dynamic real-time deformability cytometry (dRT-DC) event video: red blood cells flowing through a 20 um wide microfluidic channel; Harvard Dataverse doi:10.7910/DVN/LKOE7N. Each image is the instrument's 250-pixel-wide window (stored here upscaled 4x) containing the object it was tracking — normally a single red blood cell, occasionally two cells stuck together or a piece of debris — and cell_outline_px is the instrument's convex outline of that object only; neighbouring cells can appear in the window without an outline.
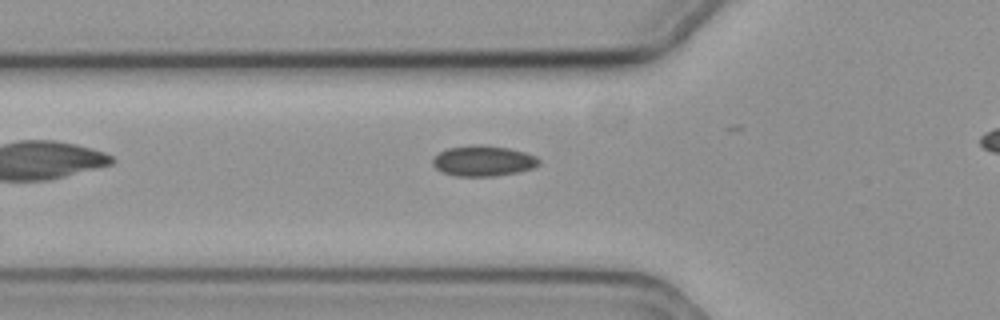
{"species": "common noctule bat (a hibernating species)", "species_latin": "Nyctalus noctula", "temperature_condition": "cold", "stored_images_in_passage": 25, "camera_frame_rate_fps": 3000, "um_per_image_px": 0.085, "animal": {"sex": "female", "body_mass_g": 19.3, "forearm_length_mm": 54.1}, "frame": {"image": 1, "passage_image": 3, "time_ms": 0.667, "image_size_px": [1000, 320], "cell_outline_px": [[540, 164], [532, 168], [520, 172], [496, 176], [456, 176], [444, 172], [436, 168], [432, 164], [432, 160], [440, 152], [448, 148], [472, 144], [480, 144], [508, 148], [524, 152], [536, 156], [540, 160]], "centroid_in_image_um": [41.1, 13.67], "position_along_channel_um": 84.7, "area_um2": 18.96}}
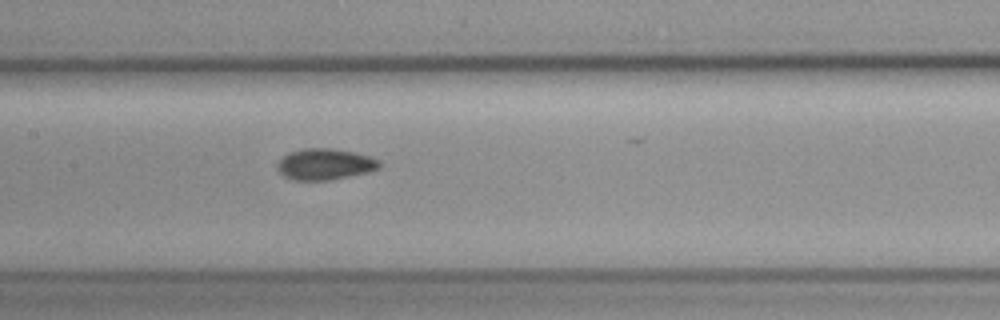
{"frame": {"image": 2, "passage_image": 11, "time_ms": 3.333, "image_size_px": [1000, 320], "cell_outline_px": [[380, 168], [368, 172], [328, 180], [292, 180], [284, 176], [276, 168], [280, 160], [288, 152], [304, 148], [332, 148], [352, 152], [368, 156], [380, 160]], "centroid_in_image_um": [27.6, 13.95], "position_along_channel_um": 179.8, "area_um2": 18.44}}
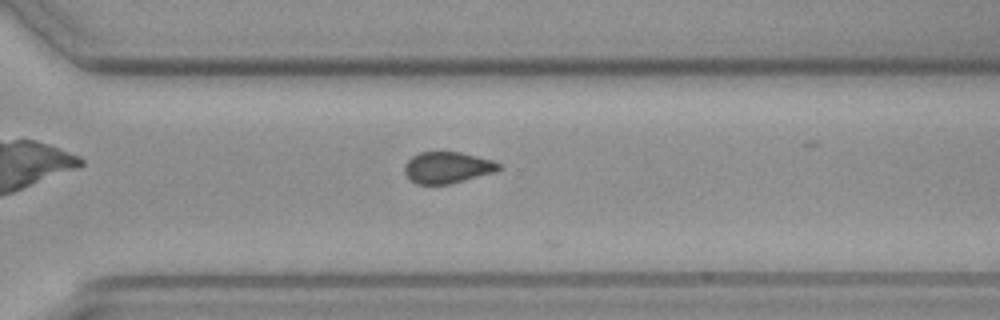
{"frame": {"image": 3, "passage_image": 24, "time_ms": 7.667, "image_size_px": [1000, 320], "cell_outline_px": [[504, 168], [492, 172], [464, 180], [448, 184], [416, 184], [404, 172], [404, 164], [412, 156], [420, 152], [460, 152], [492, 160], [500, 164]], "centroid_in_image_um": [38.01, 14.23], "position_along_channel_um": 332.6, "area_um2": 17.05}}